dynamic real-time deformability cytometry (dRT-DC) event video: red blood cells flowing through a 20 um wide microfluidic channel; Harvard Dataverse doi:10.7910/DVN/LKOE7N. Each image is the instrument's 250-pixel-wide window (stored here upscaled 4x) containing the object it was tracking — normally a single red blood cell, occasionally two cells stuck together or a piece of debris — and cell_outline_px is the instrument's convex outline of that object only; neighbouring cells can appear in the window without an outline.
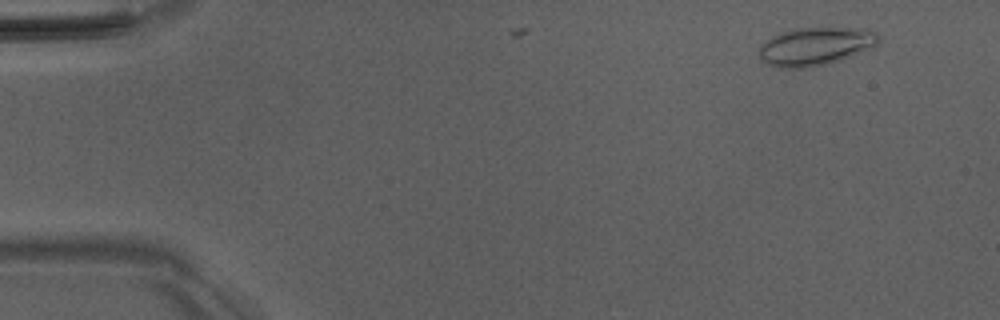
{"species": "Egyptian fruit bat (a non-hibernating species)", "species_latin": "Rousettus aegyptiacus", "temperature_condition": "room temperature", "stored_images_in_passage": 7, "camera_frame_rate_fps": 3000, "um_per_image_px": 0.085, "animal": {"sex": "male"}, "frame": {"image": 1, "passage_image": 3, "time_ms": 0.667, "image_size_px": [1000, 320], "cell_outline_px": [[880, 40], [872, 48], [840, 60], [824, 64], [804, 68], [776, 68], [768, 64], [760, 56], [760, 44], [772, 36], [796, 28], [868, 28], [876, 32], [880, 36]], "centroid_in_image_um": [69.35, 3.93], "position_along_channel_um": 15.7, "area_um2": 26.47}}